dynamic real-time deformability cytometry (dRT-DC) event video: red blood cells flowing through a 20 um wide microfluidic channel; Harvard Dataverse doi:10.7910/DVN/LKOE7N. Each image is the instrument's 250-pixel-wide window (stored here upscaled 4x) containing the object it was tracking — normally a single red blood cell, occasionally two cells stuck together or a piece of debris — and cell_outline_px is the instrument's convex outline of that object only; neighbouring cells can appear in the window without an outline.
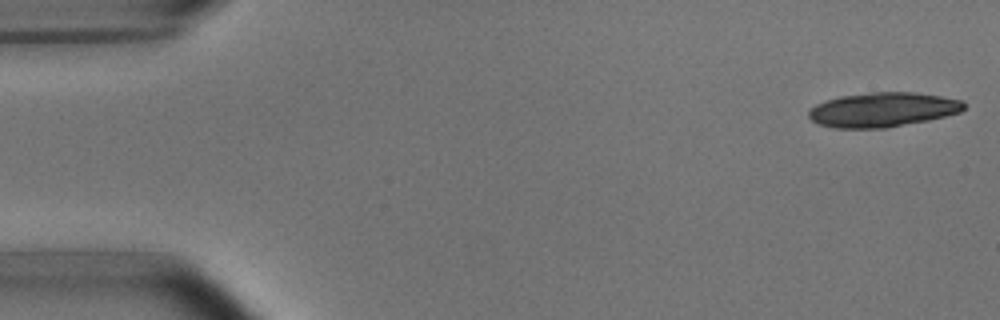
{"species": "common noctule bat (a hibernating species)", "species_latin": "Nyctalus noctula", "temperature_condition": "room temperature", "stored_images_in_passage": 5, "camera_frame_rate_fps": 3000, "um_per_image_px": 0.085, "animal": {"sex": "male", "body_mass_g": 15.6}, "frame": {"image": 1, "passage_image": 1, "time_ms": 0.0, "image_size_px": [1000, 320], "cell_outline_px": [[964, 108], [960, 112], [928, 120], [888, 128], [836, 128], [820, 124], [812, 120], [808, 116], [808, 112], [816, 104], [824, 100], [840, 96], [868, 92], [916, 92], [940, 96], [960, 100], [964, 104]], "centroid_in_image_um": [75.0, 9.32], "position_along_channel_um": 10.0, "area_um2": 31.15}}